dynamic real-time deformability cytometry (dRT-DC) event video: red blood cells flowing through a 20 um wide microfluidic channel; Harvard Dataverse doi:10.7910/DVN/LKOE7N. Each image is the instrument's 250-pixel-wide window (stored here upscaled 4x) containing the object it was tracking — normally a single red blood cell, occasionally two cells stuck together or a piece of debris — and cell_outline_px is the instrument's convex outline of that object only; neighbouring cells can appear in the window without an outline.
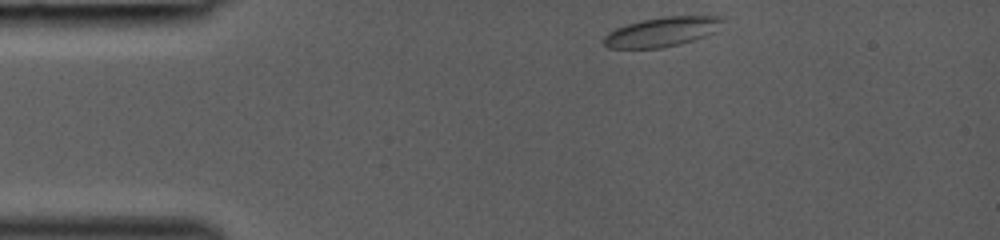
{"species": "common noctule bat (a hibernating species)", "species_latin": "Nyctalus noctula", "temperature_condition": "room temperature", "stored_images_in_passage": 31, "camera_frame_rate_fps": 3000, "um_per_image_px": 0.085, "animal": {"sex": "female", "body_mass_g": 19.0, "forearm_length_mm": 53.3}, "frame": {"image": 1, "passage_image": 1, "time_ms": 0.0, "image_size_px": [1000, 240], "cell_outline_px": [[720, 20], [712, 32], [704, 36], [680, 44], [660, 48], [608, 48], [604, 44], [604, 36], [608, 32], [616, 28], [640, 20], [664, 16], [720, 16]], "centroid_in_image_um": [56.16, 2.71], "position_along_channel_um": 28.8, "area_um2": 19.94}}
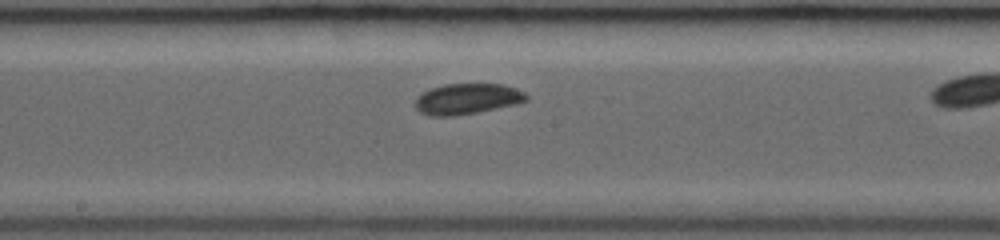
{"frame": {"image": 2, "passage_image": 17, "time_ms": 5.333, "image_size_px": [1000, 240], "cell_outline_px": [[528, 100], [516, 104], [476, 112], [452, 116], [432, 116], [420, 112], [416, 108], [416, 100], [424, 92], [432, 88], [444, 84], [504, 84], [516, 88], [524, 92], [528, 96]], "centroid_in_image_um": [39.75, 8.4], "position_along_channel_um": 208.5, "area_um2": 19.65}}
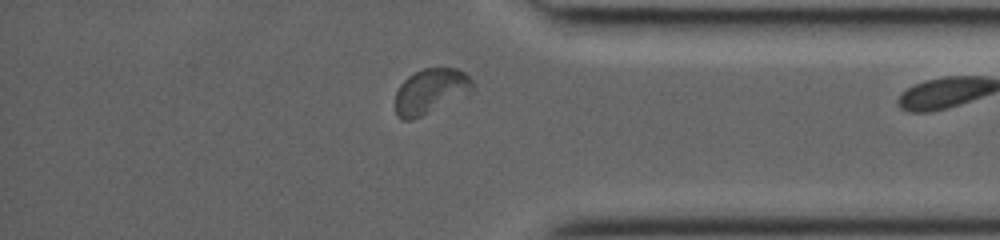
{"frame": {"image": 3, "passage_image": 30, "time_ms": 9.667, "image_size_px": [1000, 240], "cell_outline_px": [[476, 88], [472, 92], [412, 120], [400, 120], [396, 116], [396, 92], [400, 84], [408, 76], [424, 68], [456, 68], [464, 72], [472, 80]], "centroid_in_image_um": [36.61, 7.75], "position_along_channel_um": 398.6, "area_um2": 20.29}}